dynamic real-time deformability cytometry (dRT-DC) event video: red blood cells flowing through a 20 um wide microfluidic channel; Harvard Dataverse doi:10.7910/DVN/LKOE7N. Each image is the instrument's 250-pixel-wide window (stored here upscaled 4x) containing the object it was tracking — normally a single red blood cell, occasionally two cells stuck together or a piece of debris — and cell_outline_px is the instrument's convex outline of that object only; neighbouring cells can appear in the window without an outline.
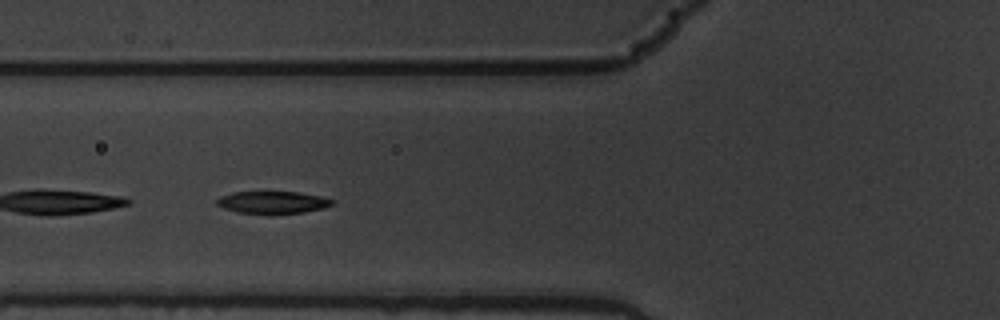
{"species": "common noctule bat (a hibernating species)", "species_latin": "Nyctalus noctula", "temperature_condition": "warm", "stored_images_in_passage": 6, "camera_frame_rate_fps": 3000, "um_per_image_px": 0.085, "animal": {"sex": "male", "body_mass_g": 19.5, "forearm_length_mm": 54.6}, "frame": {"image": 1, "passage_image": 4, "time_ms": 1.0, "image_size_px": [1000, 320], "cell_outline_px": [[332, 204], [324, 208], [304, 212], [272, 216], [268, 216], [236, 212], [224, 208], [216, 204], [216, 200], [220, 196], [232, 192], [296, 192], [320, 196], [332, 200]], "centroid_in_image_um": [23.12, 17.24], "position_along_channel_um": 102.7, "area_um2": 15.43}}